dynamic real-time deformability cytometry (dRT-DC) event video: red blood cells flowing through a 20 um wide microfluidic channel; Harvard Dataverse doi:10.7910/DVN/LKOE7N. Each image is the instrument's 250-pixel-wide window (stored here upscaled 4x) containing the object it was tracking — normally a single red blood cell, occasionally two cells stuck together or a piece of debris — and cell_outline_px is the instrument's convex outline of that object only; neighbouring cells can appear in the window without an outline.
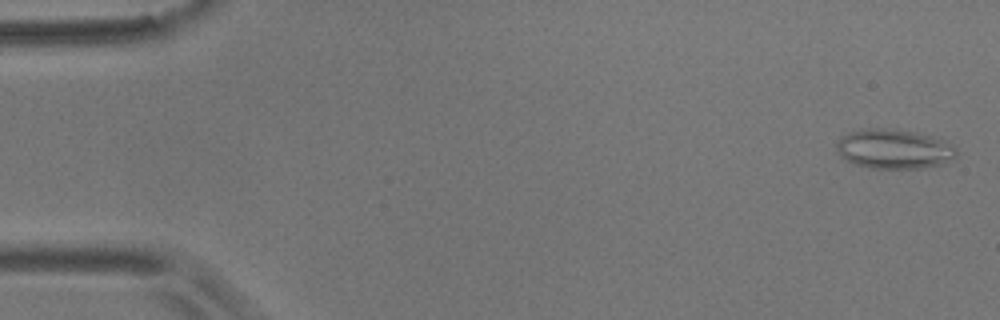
{"species": "common noctule bat (a hibernating species)", "species_latin": "Nyctalus noctula", "temperature_condition": "room temperature", "stored_images_in_passage": 4, "camera_frame_rate_fps": 3000, "um_per_image_px": 0.085, "animal": {"sex": "male", "body_mass_g": 17.9}, "frame": {"image": 1, "passage_image": 1, "time_ms": 0.0, "image_size_px": [1000, 320], "cell_outline_px": [[956, 156], [944, 164], [920, 168], [868, 168], [844, 160], [836, 152], [836, 140], [840, 136], [848, 132], [860, 128], [888, 128], [916, 132], [932, 136], [944, 140], [952, 144], [956, 148]], "centroid_in_image_um": [75.94, 12.65], "position_along_channel_um": 9.1, "area_um2": 28.15}}